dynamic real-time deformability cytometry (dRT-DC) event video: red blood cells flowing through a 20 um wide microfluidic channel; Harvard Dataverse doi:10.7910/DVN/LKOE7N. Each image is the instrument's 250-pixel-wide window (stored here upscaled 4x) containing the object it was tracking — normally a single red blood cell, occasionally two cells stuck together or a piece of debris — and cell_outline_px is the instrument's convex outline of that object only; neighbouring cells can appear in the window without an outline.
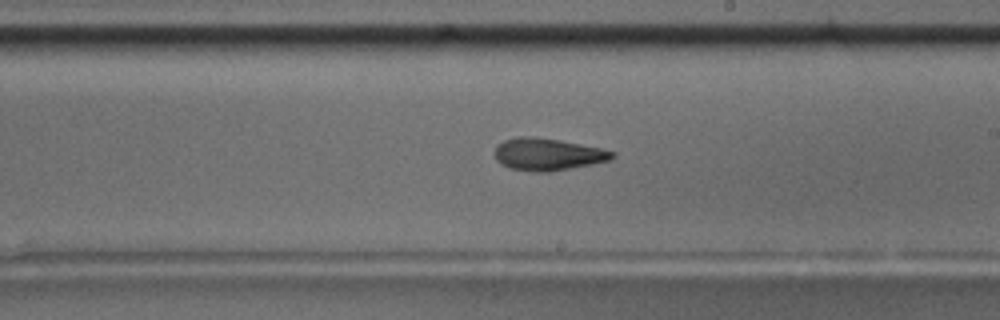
{"species": "common noctule bat (a hibernating species)", "species_latin": "Nyctalus noctula", "temperature_condition": "room temperature", "stored_images_in_passage": 31, "camera_frame_rate_fps": 3000, "um_per_image_px": 0.085, "animal": {"sex": "male", "body_mass_g": 17.5, "forearm_length_mm": 52.3}, "frame": {"image": 1, "passage_image": 27, "time_ms": 8.667, "image_size_px": [1000, 320], "cell_outline_px": [[616, 156], [608, 160], [592, 164], [552, 172], [536, 172], [512, 168], [500, 164], [496, 160], [496, 144], [504, 140], [516, 136], [536, 136], [560, 140], [600, 148], [616, 152]], "centroid_in_image_um": [46.55, 13.11], "position_along_channel_um": 242.5, "area_um2": 22.14}}